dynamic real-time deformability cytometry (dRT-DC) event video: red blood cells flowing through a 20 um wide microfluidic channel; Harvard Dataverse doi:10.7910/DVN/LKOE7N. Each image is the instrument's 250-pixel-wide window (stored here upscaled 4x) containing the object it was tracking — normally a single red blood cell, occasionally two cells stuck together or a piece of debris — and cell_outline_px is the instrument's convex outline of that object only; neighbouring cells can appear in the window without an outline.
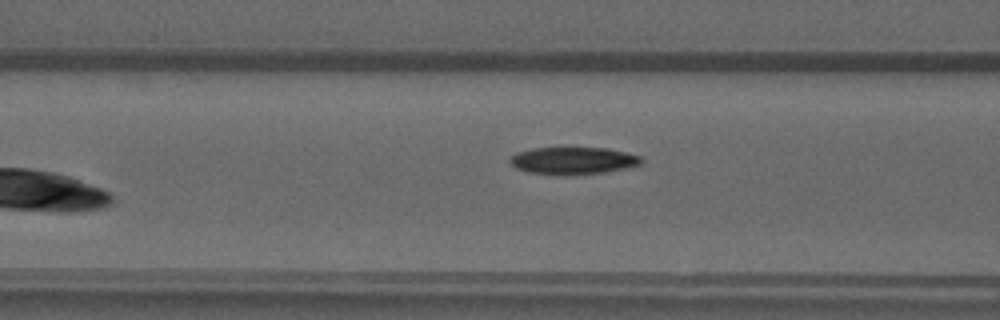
{"species": "common noctule bat (a hibernating species)", "species_latin": "Nyctalus noctula", "temperature_condition": "warm", "stored_images_in_passage": 32, "camera_frame_rate_fps": 3000, "um_per_image_px": 0.085, "animal": {"sex": "male", "forearm_length_mm": 52.5}, "frame": {"image": 1, "passage_image": 5, "time_ms": 1.333, "image_size_px": [1000, 320], "cell_outline_px": [[644, 160], [640, 164], [624, 168], [604, 172], [528, 172], [516, 168], [508, 164], [508, 156], [516, 152], [532, 148], [608, 148], [640, 156]], "centroid_in_image_um": [48.65, 13.6], "position_along_channel_um": 117.9, "area_um2": 20.0}}
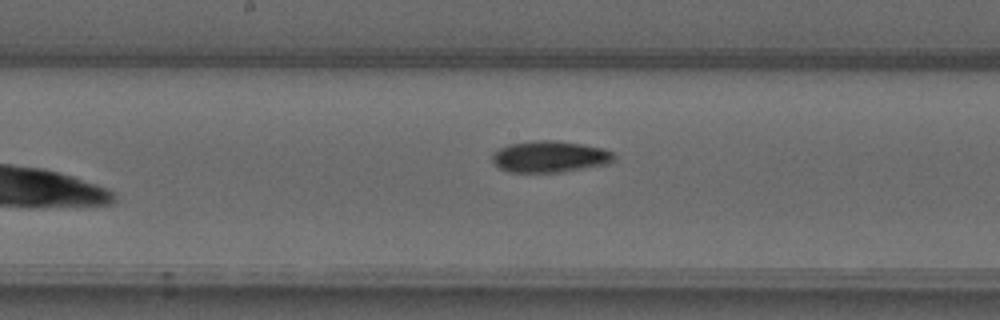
{"frame": {"image": 2, "passage_image": 11, "time_ms": 3.333, "image_size_px": [1000, 320], "cell_outline_px": [[616, 156], [608, 164], [560, 172], [508, 172], [500, 168], [492, 160], [492, 152], [508, 144], [532, 140], [552, 140], [580, 144], [604, 148], [612, 152]], "centroid_in_image_um": [46.71, 13.31], "position_along_channel_um": 201.5, "area_um2": 22.31}}
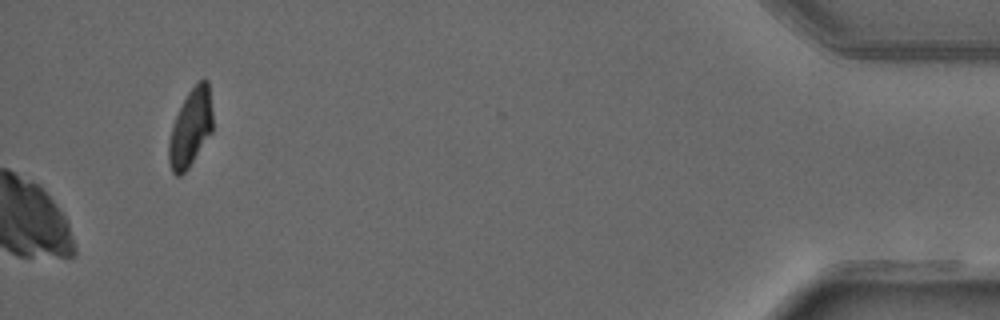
{"frame": {"image": 3, "passage_image": 32, "time_ms": 10.333, "image_size_px": [1000, 320], "cell_outline_px": [[212, 132], [188, 168], [180, 176], [176, 176], [172, 172], [168, 164], [168, 140], [172, 124], [188, 92], [200, 80], [208, 80], [212, 112]], "centroid_in_image_um": [16.18, 10.91], "position_along_channel_um": 419.0, "area_um2": 19.77}}